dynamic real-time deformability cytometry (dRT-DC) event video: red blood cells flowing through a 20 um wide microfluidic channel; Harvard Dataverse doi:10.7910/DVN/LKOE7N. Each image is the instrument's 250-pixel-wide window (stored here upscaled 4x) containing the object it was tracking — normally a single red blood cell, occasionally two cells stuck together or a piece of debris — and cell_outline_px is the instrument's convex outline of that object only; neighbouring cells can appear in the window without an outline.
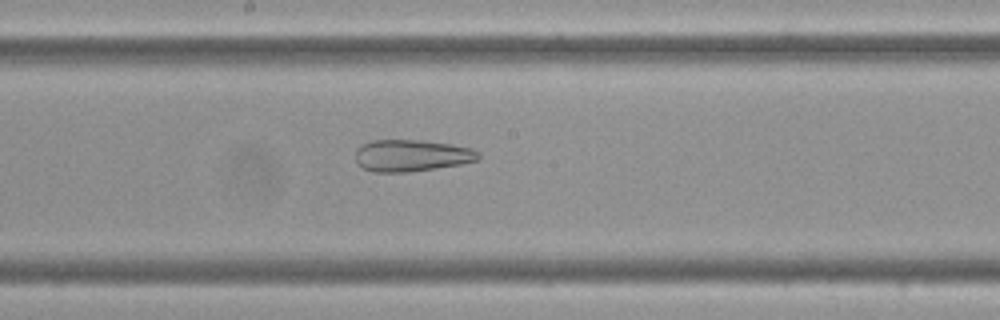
{"species": "Egyptian fruit bat (a non-hibernating species)", "species_latin": "Rousettus aegyptiacus", "temperature_condition": "cold", "stored_images_in_passage": 41, "camera_frame_rate_fps": 3000, "um_per_image_px": 0.085, "frame": {"image": 1, "passage_image": 15, "time_ms": 4.667, "image_size_px": [1000, 320], "cell_outline_px": [[480, 156], [476, 160], [460, 164], [436, 168], [408, 172], [372, 172], [356, 164], [356, 148], [360, 144], [372, 140], [420, 140], [452, 144], [472, 148], [480, 152]], "centroid_in_image_um": [34.95, 13.21], "position_along_channel_um": 213.2, "area_um2": 22.95}}
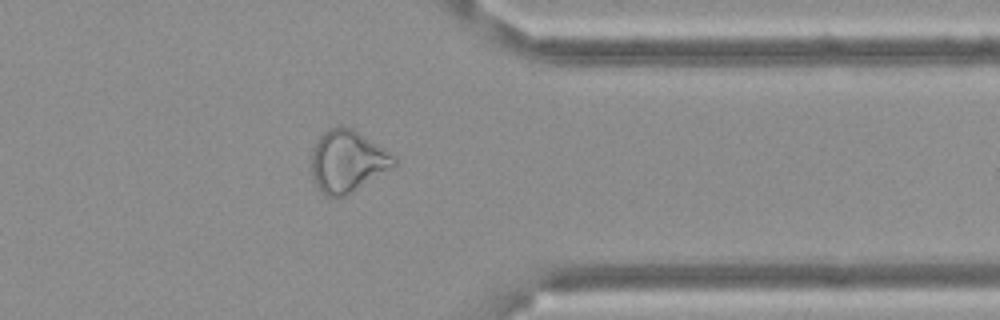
{"frame": {"image": 2, "passage_image": 30, "time_ms": 9.667, "image_size_px": [1000, 320], "cell_outline_px": [[400, 160], [392, 168], [352, 192], [344, 196], [324, 196], [320, 192], [312, 176], [312, 148], [316, 140], [328, 128], [340, 124], [352, 128], [396, 156]], "centroid_in_image_um": [29.53, 13.69], "position_along_channel_um": 381.9, "area_um2": 29.94}}
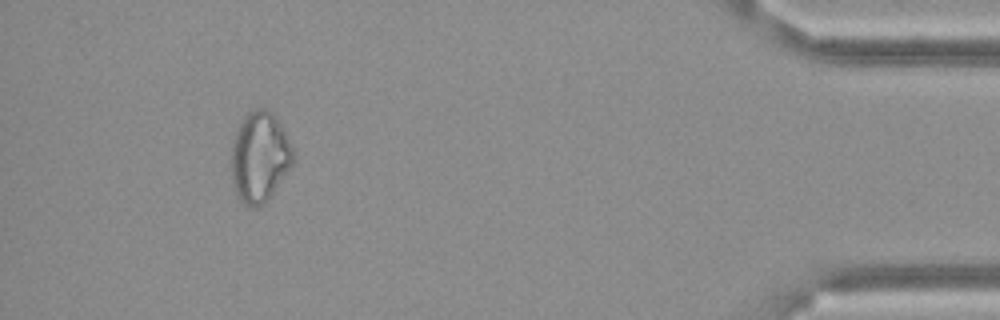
{"frame": {"image": 3, "passage_image": 37, "time_ms": 12.0, "image_size_px": [1000, 320], "cell_outline_px": [[296, 160], [292, 168], [268, 200], [264, 204], [256, 208], [252, 208], [244, 204], [236, 196], [232, 180], [232, 144], [236, 132], [244, 116], [252, 108], [264, 108], [272, 112], [284, 132], [296, 156]], "centroid_in_image_um": [22.09, 13.39], "position_along_channel_um": 413.1, "area_um2": 32.89}, "authors_computed_cell_mechanics": {"area_um2": 27.8596, "velocity_mm_per_s": 3.5259, "shape_relaxation_time_tau1_ms": null, "shape_relaxation_time_tau2_ms": 3.0591, "deformation_change_tau1": null, "deformation_change_tau2": 0.127}}